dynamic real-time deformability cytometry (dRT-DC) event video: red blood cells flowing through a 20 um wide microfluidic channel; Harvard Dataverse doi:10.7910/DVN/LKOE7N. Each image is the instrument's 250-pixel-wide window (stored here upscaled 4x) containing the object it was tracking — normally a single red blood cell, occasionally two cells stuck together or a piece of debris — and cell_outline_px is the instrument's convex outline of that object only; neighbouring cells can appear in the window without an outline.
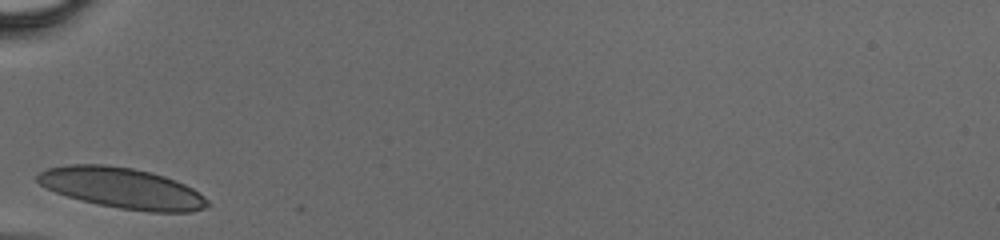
{"species": "human", "species_latin": "Homo sapiens", "temperature_condition": "cold", "stored_images_in_passage": 23, "camera_frame_rate_fps": 3000, "um_per_image_px": 0.085, "donor": {"sex": "male"}, "frame": {"image": 1, "passage_image": 1, "time_ms": 0.0, "image_size_px": [1000, 240], "cell_outline_px": [[208, 204], [204, 208], [192, 212], [148, 212], [120, 208], [96, 204], [80, 200], [56, 192], [40, 184], [36, 180], [36, 176], [40, 172], [48, 168], [72, 164], [104, 164], [132, 168], [164, 176], [184, 184], [192, 188], [204, 196], [208, 200]], "centroid_in_image_um": [10.38, 15.99], "position_along_channel_um": 74.6, "area_um2": 40.06}}
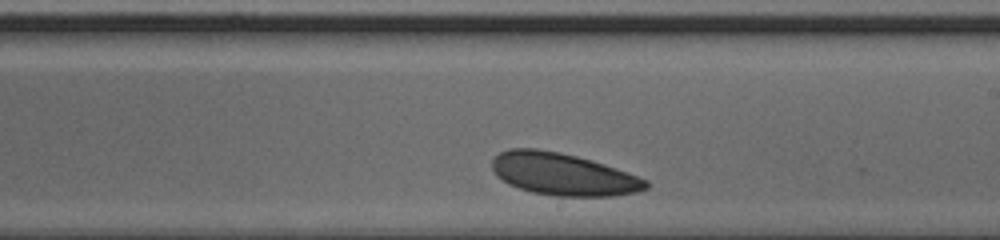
{"frame": {"image": 2, "passage_image": 13, "time_ms": 4.0, "image_size_px": [1000, 240], "cell_outline_px": [[648, 188], [636, 192], [612, 196], [556, 196], [532, 192], [508, 184], [496, 176], [492, 168], [492, 160], [500, 152], [508, 148], [536, 148], [560, 152], [576, 156], [604, 164], [648, 180]], "centroid_in_image_um": [47.83, 14.8], "position_along_channel_um": 241.2, "area_um2": 37.74}}
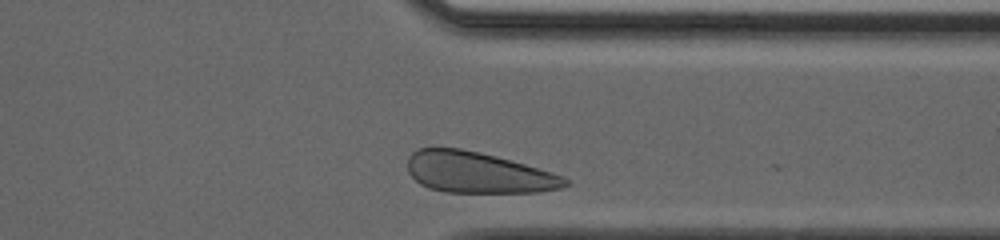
{"frame": {"image": 3, "passage_image": 22, "time_ms": 7.0, "image_size_px": [1000, 240], "cell_outline_px": [[572, 184], [560, 188], [540, 192], [444, 192], [428, 188], [420, 184], [408, 172], [408, 156], [412, 152], [420, 148], [460, 148], [480, 152], [496, 156], [524, 164], [564, 176]], "centroid_in_image_um": [40.63, 14.67], "position_along_channel_um": 370.8, "area_um2": 37.63}}